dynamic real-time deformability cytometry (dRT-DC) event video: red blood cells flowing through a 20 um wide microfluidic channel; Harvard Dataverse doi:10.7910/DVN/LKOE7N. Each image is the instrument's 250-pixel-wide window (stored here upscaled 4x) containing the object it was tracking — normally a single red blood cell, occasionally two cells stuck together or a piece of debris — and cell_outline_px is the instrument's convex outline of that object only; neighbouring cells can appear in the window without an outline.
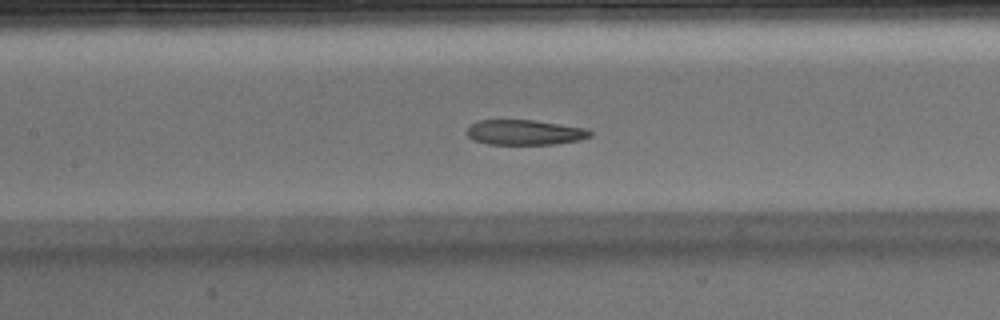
{"species": "Egyptian fruit bat (a non-hibernating species)", "species_latin": "Rousettus aegyptiacus", "temperature_condition": "warm", "stored_images_in_passage": 52, "camera_frame_rate_fps": 3000, "um_per_image_px": 0.085, "animal": {"sex": "male"}, "frame": {"image": 1, "passage_image": 23, "time_ms": 7.333, "image_size_px": [1000, 320], "cell_outline_px": [[592, 136], [580, 140], [556, 144], [488, 144], [472, 140], [464, 132], [468, 124], [476, 120], [532, 120], [588, 128], [592, 132]], "centroid_in_image_um": [44.56, 11.25], "position_along_channel_um": 162.8, "area_um2": 18.38}, "authors_computed_cell_mechanics": {"area_um2": 19.6809, "velocity_mm_per_s": 3.9466, "shape_relaxation_time_tau1_ms": 11.2554, "shape_relaxation_time_tau2_ms": 4.6765, "deformation_change_tau1": 0.3118, "deformation_change_tau2": 0.0775}}